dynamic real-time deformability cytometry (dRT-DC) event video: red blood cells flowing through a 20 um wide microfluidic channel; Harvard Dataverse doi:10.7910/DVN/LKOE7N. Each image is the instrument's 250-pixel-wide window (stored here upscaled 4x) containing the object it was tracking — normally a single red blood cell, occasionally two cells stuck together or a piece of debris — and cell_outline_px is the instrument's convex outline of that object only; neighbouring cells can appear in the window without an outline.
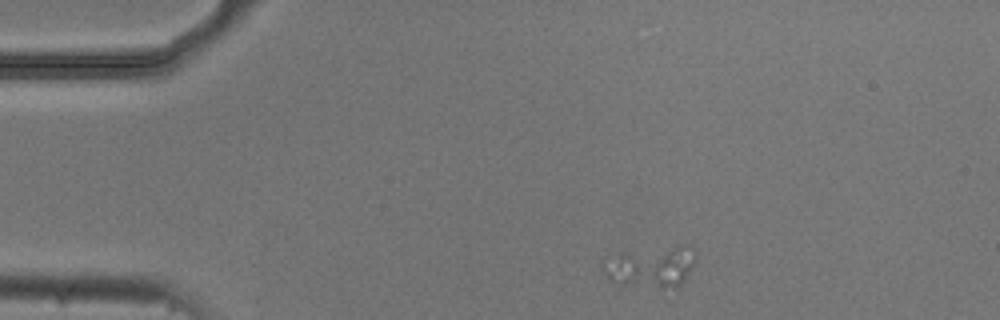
{"species": "common noctule bat (a hibernating species)", "species_latin": "Nyctalus noctula", "temperature_condition": "cold", "stored_images_in_passage": 3, "camera_frame_rate_fps": 3000, "um_per_image_px": 0.085, "animal": {"sex": "male", "body_mass_g": 20.5, "forearm_length_mm": 52.5}, "frame": {"image": 1, "passage_image": 1, "time_ms": 0.0, "image_size_px": [1000, 320], "cell_outline_px": [[696, 256], [692, 268], [680, 284], [676, 288], [660, 288], [624, 284], [608, 276], [604, 272], [620, 252], [680, 244], [692, 244]], "centroid_in_image_um": [55.55, 22.63], "position_along_channel_um": 29.5, "area_um2": 21.56}}